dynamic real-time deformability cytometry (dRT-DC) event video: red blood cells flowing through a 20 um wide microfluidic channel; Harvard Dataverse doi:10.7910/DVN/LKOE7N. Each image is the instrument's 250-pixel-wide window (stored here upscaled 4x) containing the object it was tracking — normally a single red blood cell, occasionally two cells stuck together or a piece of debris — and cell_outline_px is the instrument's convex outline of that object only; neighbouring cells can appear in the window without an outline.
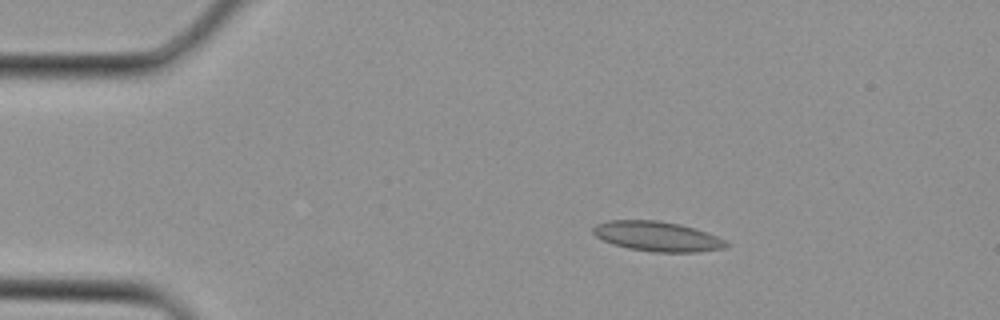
{"species": "Egyptian fruit bat (a non-hibernating species)", "species_latin": "Rousettus aegyptiacus", "temperature_condition": "cold", "stored_images_in_passage": 4, "camera_frame_rate_fps": 3000, "um_per_image_px": 0.085, "animal": {"sex": "female"}, "frame": {"image": 1, "passage_image": 3, "time_ms": 0.667, "image_size_px": [1000, 320], "cell_outline_px": [[728, 244], [724, 248], [696, 252], [652, 252], [628, 248], [604, 240], [596, 236], [592, 232], [592, 228], [596, 224], [608, 220], [656, 220], [680, 224], [716, 236], [724, 240]], "centroid_in_image_um": [55.83, 20.09], "position_along_channel_um": 29.2, "area_um2": 22.83}}